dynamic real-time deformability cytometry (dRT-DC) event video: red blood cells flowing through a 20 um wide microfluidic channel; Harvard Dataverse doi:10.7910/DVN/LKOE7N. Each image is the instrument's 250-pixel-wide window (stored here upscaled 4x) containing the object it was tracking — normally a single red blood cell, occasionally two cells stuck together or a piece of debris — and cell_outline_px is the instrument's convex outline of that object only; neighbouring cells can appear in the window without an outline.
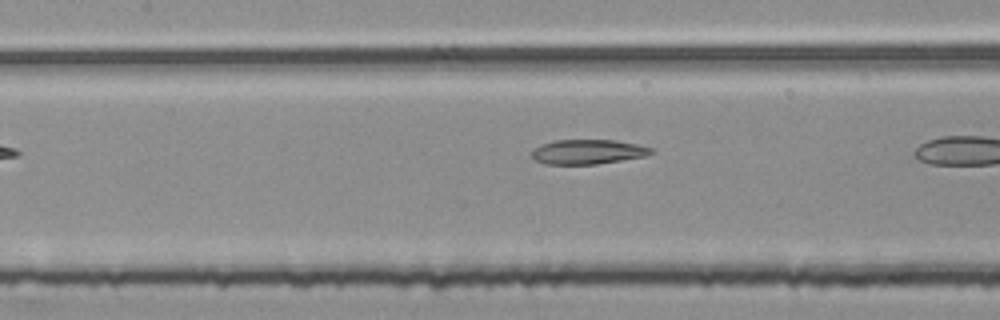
{"species": "common noctule bat (a hibernating species)", "species_latin": "Nyctalus noctula", "temperature_condition": "room temperature", "stored_images_in_passage": 12, "camera_frame_rate_fps": 3000, "um_per_image_px": 0.085, "animal": {"sex": "female", "body_mass_g": 25.1}, "frame": {"image": 1, "passage_image": 7, "time_ms": 2.0, "image_size_px": [1000, 320], "cell_outline_px": [[652, 152], [644, 156], [596, 164], [544, 164], [536, 160], [532, 156], [532, 152], [540, 144], [552, 140], [612, 140], [636, 144], [652, 148]], "centroid_in_image_um": [49.91, 12.9], "position_along_channel_um": 157.5, "area_um2": 16.88}}
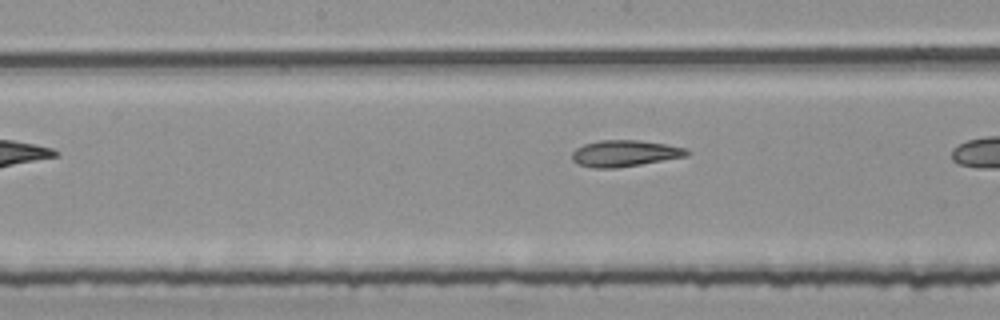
{"frame": {"image": 2, "passage_image": 10, "time_ms": 3.0, "image_size_px": [1000, 320], "cell_outline_px": [[688, 156], [616, 168], [592, 168], [580, 164], [572, 160], [572, 152], [576, 148], [584, 144], [600, 140], [640, 140], [688, 148]], "centroid_in_image_um": [53.09, 13.03], "position_along_channel_um": 195.1, "area_um2": 17.57}}